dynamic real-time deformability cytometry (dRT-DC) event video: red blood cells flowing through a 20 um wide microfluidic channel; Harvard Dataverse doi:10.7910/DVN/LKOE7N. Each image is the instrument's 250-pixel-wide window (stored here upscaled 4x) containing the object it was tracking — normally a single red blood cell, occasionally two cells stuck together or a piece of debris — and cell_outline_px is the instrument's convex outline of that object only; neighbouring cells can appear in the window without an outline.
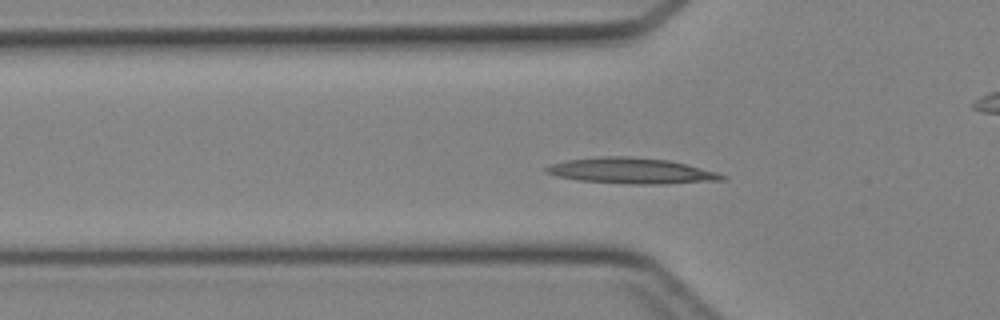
{"species": "Egyptian fruit bat (a non-hibernating species)", "species_latin": "Rousettus aegyptiacus", "temperature_condition": "cold", "stored_images_in_passage": 14, "camera_frame_rate_fps": 3000, "um_per_image_px": 0.085, "animal": {"sex": "female"}, "frame": {"image": 1, "passage_image": 13, "time_ms": 4.0, "image_size_px": [1000, 320], "cell_outline_px": [[728, 176], [724, 180], [664, 184], [632, 184], [580, 180], [560, 176], [544, 172], [544, 168], [552, 164], [568, 160], [600, 156], [628, 156], [668, 160], [716, 172]], "centroid_in_image_um": [53.69, 14.52], "position_along_channel_um": 72.1, "area_um2": 26.07}}